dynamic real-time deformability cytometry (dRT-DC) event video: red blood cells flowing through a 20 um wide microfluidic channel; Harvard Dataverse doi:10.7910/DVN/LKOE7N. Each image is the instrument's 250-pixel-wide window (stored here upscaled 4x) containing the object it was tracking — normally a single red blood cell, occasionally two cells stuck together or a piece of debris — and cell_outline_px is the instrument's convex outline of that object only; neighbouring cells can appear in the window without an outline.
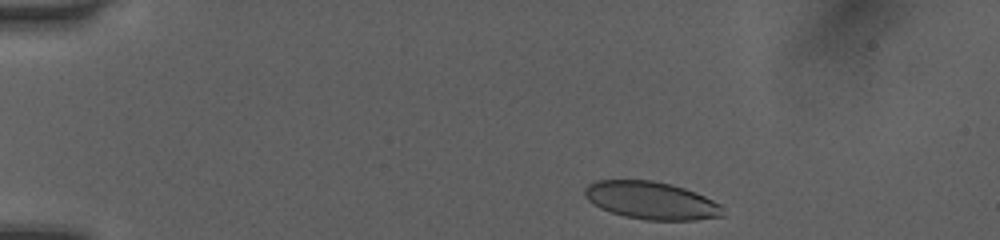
{"species": "human", "species_latin": "Homo sapiens", "temperature_condition": "room temperature", "stored_images_in_passage": 44, "camera_frame_rate_fps": 3000, "um_per_image_px": 0.085, "donor": {"sex": "female"}, "frame": {"image": 1, "passage_image": 2, "time_ms": 0.333, "image_size_px": [1000, 240], "cell_outline_px": [[724, 216], [696, 220], [644, 220], [624, 216], [600, 208], [588, 200], [584, 196], [584, 188], [588, 184], [596, 180], [652, 180], [672, 184], [696, 192], [720, 204], [724, 208]], "centroid_in_image_um": [55.36, 17.04], "position_along_channel_um": 29.6, "area_um2": 30.52}}
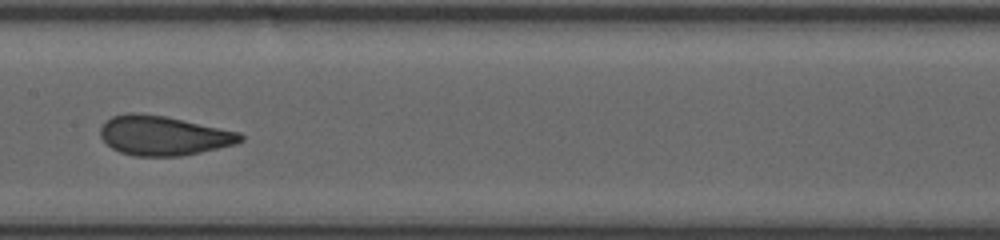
{"frame": {"image": 2, "passage_image": 20, "time_ms": 6.333, "image_size_px": [1000, 240], "cell_outline_px": [[244, 140], [236, 144], [200, 152], [180, 156], [136, 156], [120, 152], [112, 148], [100, 136], [100, 128], [104, 120], [112, 116], [128, 112], [136, 112], [164, 116], [240, 132], [244, 136]], "centroid_in_image_um": [13.87, 11.52], "position_along_channel_um": 193.5, "area_um2": 32.25}}
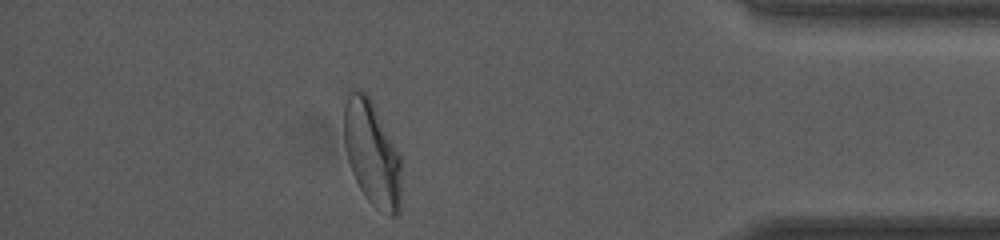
{"frame": {"image": 3, "passage_image": 38, "time_ms": 12.333, "image_size_px": [1000, 240], "cell_outline_px": [[400, 212], [396, 216], [388, 216], [376, 208], [364, 196], [352, 172], [348, 160], [344, 144], [344, 92], [364, 92], [372, 100], [400, 156]], "centroid_in_image_um": [31.6, 13.05], "position_along_channel_um": 403.6, "area_um2": 34.97}, "authors_computed_cell_mechanics": {"area_um2": 32.2524, "velocity_mm_per_s": 4.0545, "shape_relaxation_time_tau1_ms": 5.5405, "shape_relaxation_time_tau2_ms": 0.6983, "deformation_change_tau1": 0.1709, "deformation_change_tau2": 0.0591}}